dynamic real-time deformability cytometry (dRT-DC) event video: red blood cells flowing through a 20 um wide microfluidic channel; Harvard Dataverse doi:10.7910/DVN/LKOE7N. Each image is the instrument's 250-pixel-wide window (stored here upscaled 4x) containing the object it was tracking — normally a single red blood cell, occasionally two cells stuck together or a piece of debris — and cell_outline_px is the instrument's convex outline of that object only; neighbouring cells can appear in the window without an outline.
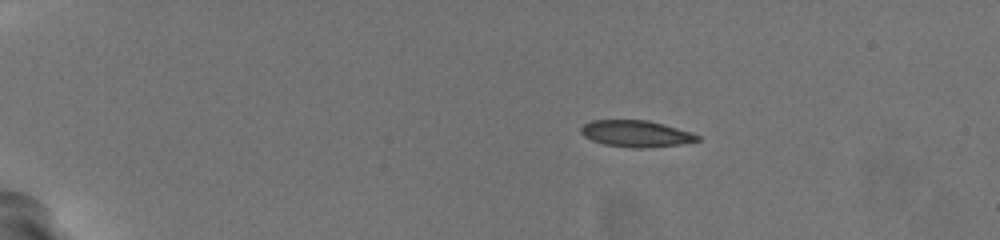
{"species": "common noctule bat (a hibernating species)", "species_latin": "Nyctalus noctula", "temperature_condition": "warm", "stored_images_in_passage": 47, "camera_frame_rate_fps": 3000, "um_per_image_px": 0.085, "animal": {"sex": "female", "body_mass_g": 19.5, "forearm_length_mm": 54.1}, "frame": {"image": 1, "passage_image": 1, "time_ms": 0.0, "image_size_px": [1000, 240], "cell_outline_px": [[700, 140], [680, 144], [644, 148], [636, 148], [604, 144], [592, 140], [584, 136], [580, 132], [580, 128], [584, 124], [592, 120], [648, 120], [692, 132], [700, 136]], "centroid_in_image_um": [54.06, 11.35], "position_along_channel_um": 30.9, "area_um2": 17.92}}
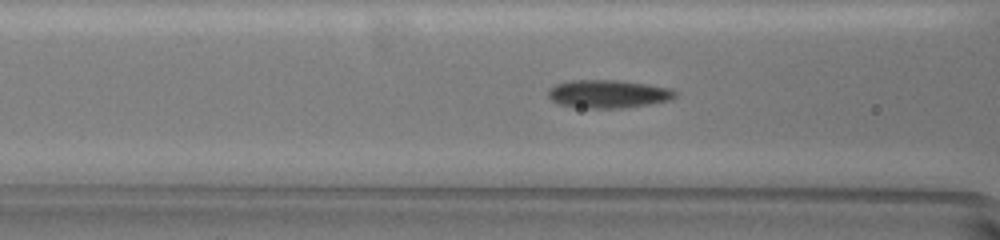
{"frame": {"image": 2, "passage_image": 16, "time_ms": 5.0, "image_size_px": [1000, 240], "cell_outline_px": [[676, 96], [672, 100], [628, 108], [588, 108], [560, 104], [552, 100], [548, 96], [548, 88], [556, 84], [572, 80], [616, 80], [648, 84], [672, 88], [676, 92]], "centroid_in_image_um": [51.74, 7.98], "position_along_channel_um": 114.9, "area_um2": 20.92}}
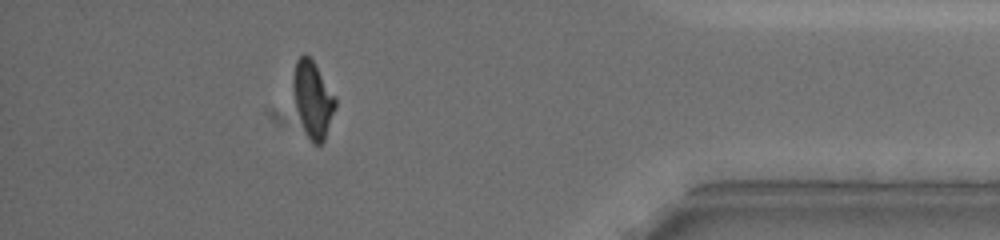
{"frame": {"image": 3, "passage_image": 42, "time_ms": 13.667, "image_size_px": [1000, 240], "cell_outline_px": [[336, 104], [324, 140], [320, 144], [312, 144], [304, 128], [296, 108], [292, 88], [292, 80], [296, 60], [304, 52], [312, 60], [336, 96]], "centroid_in_image_um": [26.58, 8.4], "position_along_channel_um": 408.6, "area_um2": 18.5}, "authors_computed_cell_mechanics": {"area_um2": 20.0566, "velocity_mm_per_s": 3.7544, "shape_relaxation_time_tau1_ms": 6.4242, "shape_relaxation_time_tau2_ms": 1.2907, "deformation_change_tau1": 0.1865, "deformation_change_tau2": 0.0652}}